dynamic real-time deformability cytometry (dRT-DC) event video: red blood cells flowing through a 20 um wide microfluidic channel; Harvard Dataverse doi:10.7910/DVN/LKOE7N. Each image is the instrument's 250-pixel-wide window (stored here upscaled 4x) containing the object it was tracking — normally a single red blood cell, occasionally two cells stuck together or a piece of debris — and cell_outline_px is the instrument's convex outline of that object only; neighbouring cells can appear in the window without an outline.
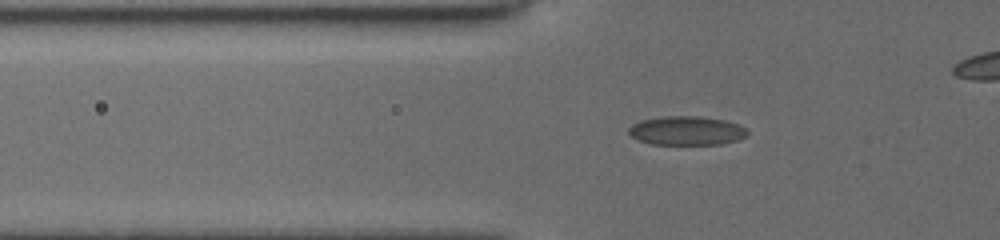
{"species": "common noctule bat (a hibernating species)", "species_latin": "Nyctalus noctula", "temperature_condition": "cold", "stored_images_in_passage": 49, "camera_frame_rate_fps": 3000, "um_per_image_px": 0.085, "animal": {"sex": "female", "body_mass_g": 19.5, "forearm_length_mm": 54.1}, "frame": {"image": 1, "passage_image": 20, "time_ms": 6.333, "image_size_px": [1000, 240], "cell_outline_px": [[748, 132], [744, 136], [736, 140], [720, 144], [652, 144], [640, 140], [632, 136], [628, 132], [628, 128], [632, 124], [640, 120], [664, 116], [700, 116], [724, 120], [740, 124]], "centroid_in_image_um": [58.34, 11.09], "position_along_channel_um": 67.5, "area_um2": 19.88}}
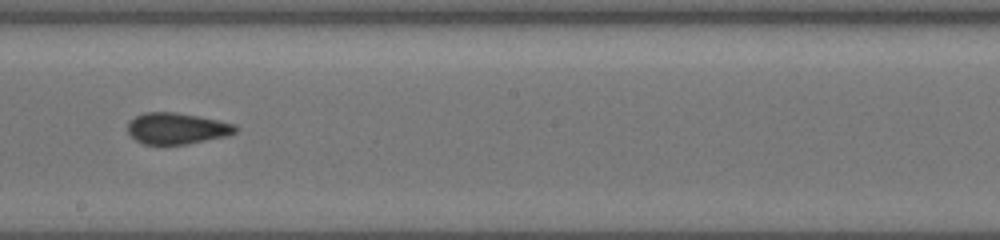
{"frame": {"image": 2, "passage_image": 33, "time_ms": 10.667, "image_size_px": [1000, 240], "cell_outline_px": [[240, 128], [236, 132], [228, 136], [188, 144], [144, 144], [136, 140], [128, 132], [128, 124], [136, 116], [144, 112], [176, 112], [236, 124]], "centroid_in_image_um": [15.07, 10.92], "position_along_channel_um": 233.1, "area_um2": 19.59}}
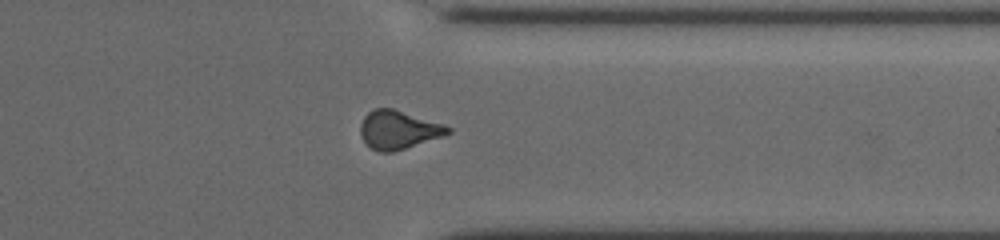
{"frame": {"image": 3, "passage_image": 44, "time_ms": 14.333, "image_size_px": [1000, 240], "cell_outline_px": [[452, 132], [444, 136], [392, 152], [380, 152], [372, 148], [360, 136], [360, 124], [364, 116], [372, 108], [392, 108], [444, 124], [452, 128]], "centroid_in_image_um": [33.87, 11.02], "position_along_channel_um": 377.5, "area_um2": 19.59}}